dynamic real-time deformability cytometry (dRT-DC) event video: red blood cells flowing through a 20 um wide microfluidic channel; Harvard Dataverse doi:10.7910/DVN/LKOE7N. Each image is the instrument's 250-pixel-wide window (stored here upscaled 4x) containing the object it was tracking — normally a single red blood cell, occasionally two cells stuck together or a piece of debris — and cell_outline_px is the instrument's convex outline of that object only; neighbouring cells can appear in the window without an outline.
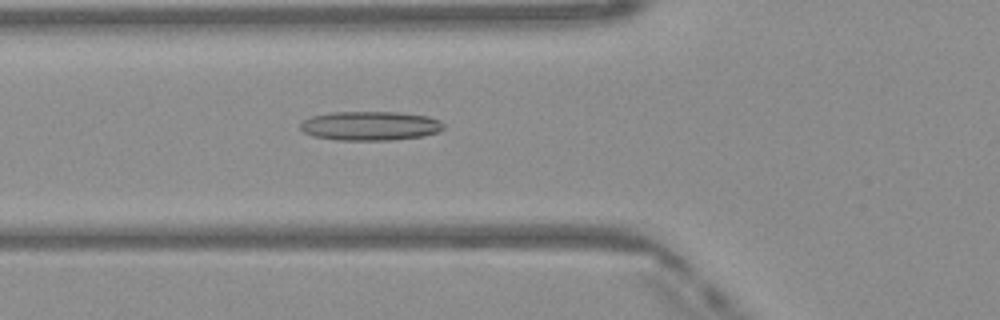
{"species": "Egyptian fruit bat (a non-hibernating species)", "species_latin": "Rousettus aegyptiacus", "temperature_condition": "warm", "stored_images_in_passage": 35, "camera_frame_rate_fps": 3000, "um_per_image_px": 0.085, "frame": {"image": 1, "passage_image": 4, "time_ms": 1.0, "image_size_px": [1000, 320], "cell_outline_px": [[444, 128], [436, 132], [420, 136], [392, 140], [336, 140], [312, 136], [304, 132], [300, 128], [300, 124], [304, 120], [312, 116], [332, 112], [400, 112], [428, 116], [440, 120], [444, 124]], "centroid_in_image_um": [31.45, 10.69], "position_along_channel_um": 94.3, "area_um2": 24.33}}
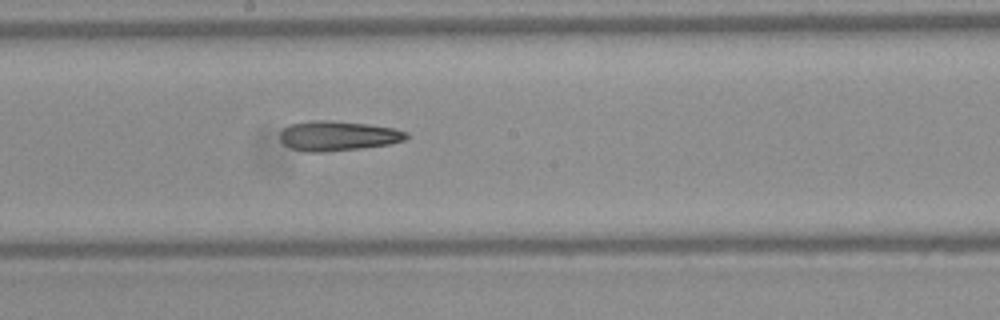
{"frame": {"image": 2, "passage_image": 13, "time_ms": 4.0, "image_size_px": [1000, 320], "cell_outline_px": [[408, 136], [404, 140], [388, 144], [360, 148], [324, 152], [304, 152], [292, 148], [284, 144], [280, 140], [280, 132], [284, 128], [292, 124], [312, 120], [332, 120], [368, 124], [396, 128], [408, 132]], "centroid_in_image_um": [28.72, 11.54], "position_along_channel_um": 219.5, "area_um2": 21.96}}
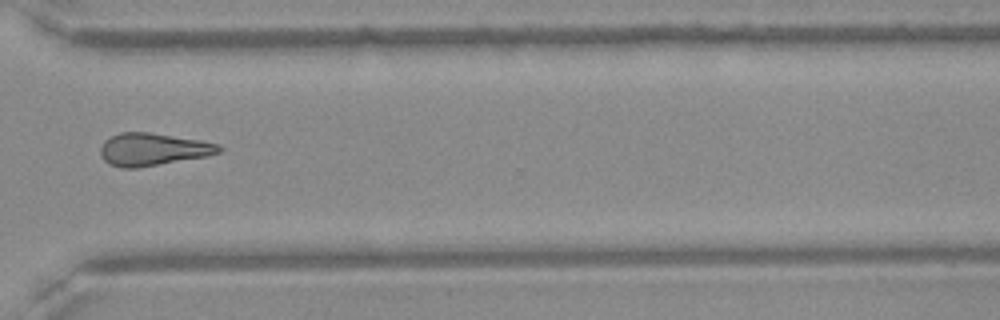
{"frame": {"image": 3, "passage_image": 23, "time_ms": 7.333, "image_size_px": [1000, 320], "cell_outline_px": [[224, 148], [220, 152], [208, 156], [136, 168], [120, 168], [108, 164], [100, 156], [100, 148], [104, 140], [120, 132], [148, 132], [200, 140], [220, 144]], "centroid_in_image_um": [12.99, 12.7], "position_along_channel_um": 357.6, "area_um2": 22.6}, "authors_computed_cell_mechanics": {"area_um2": 21.8484, "velocity_mm_per_s": 4.1396, "shape_relaxation_time_tau1_ms": null, "shape_relaxation_time_tau2_ms": 3.9141, "deformation_change_tau1": null, "deformation_change_tau2": 0.1647}}